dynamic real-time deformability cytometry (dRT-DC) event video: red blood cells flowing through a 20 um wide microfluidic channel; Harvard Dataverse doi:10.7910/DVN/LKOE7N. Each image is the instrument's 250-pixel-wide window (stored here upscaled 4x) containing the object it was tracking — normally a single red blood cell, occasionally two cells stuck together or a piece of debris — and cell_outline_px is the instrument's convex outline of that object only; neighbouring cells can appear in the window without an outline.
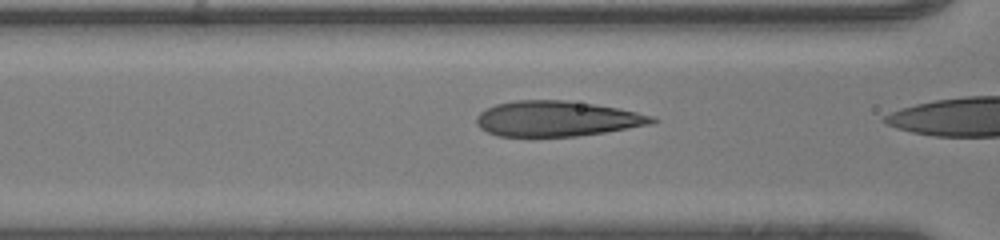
{"species": "human", "species_latin": "Homo sapiens", "temperature_condition": "room temperature", "stored_images_in_passage": 25, "camera_frame_rate_fps": 3000, "um_per_image_px": 0.085, "donor": {"sex": "male"}, "frame": {"image": 1, "passage_image": 24, "time_ms": 7.667, "image_size_px": [1000, 240], "cell_outline_px": [[660, 120], [648, 124], [628, 128], [604, 132], [576, 136], [532, 140], [496, 136], [480, 128], [476, 124], [476, 116], [480, 112], [496, 104], [516, 100], [564, 100], [596, 104], [620, 108], [656, 116]], "centroid_in_image_um": [47.29, 10.13], "position_along_channel_um": 119.3, "area_um2": 37.4}}